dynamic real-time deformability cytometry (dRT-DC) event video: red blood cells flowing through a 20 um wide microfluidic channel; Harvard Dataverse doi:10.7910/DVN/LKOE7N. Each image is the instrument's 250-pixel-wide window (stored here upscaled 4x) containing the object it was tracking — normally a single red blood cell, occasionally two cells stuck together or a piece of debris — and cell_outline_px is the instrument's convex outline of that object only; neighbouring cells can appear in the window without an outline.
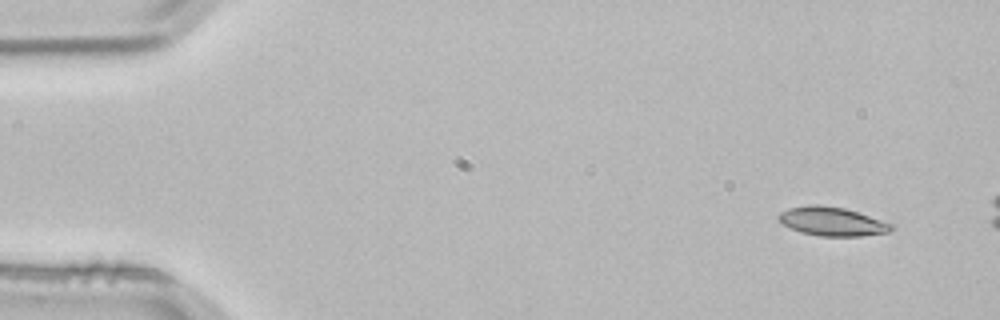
{"species": "common noctule bat (a hibernating species)", "species_latin": "Nyctalus noctula", "temperature_condition": "room temperature", "stored_images_in_passage": 4, "camera_frame_rate_fps": 3000, "um_per_image_px": 0.085, "animal": {"sex": "male", "body_mass_g": 21.5, "forearm_length_mm": 52.0}, "frame": {"image": 1, "passage_image": 1, "time_ms": 0.0, "image_size_px": [1000, 320], "cell_outline_px": [[896, 228], [888, 232], [860, 236], [820, 236], [800, 232], [780, 224], [776, 216], [780, 212], [788, 208], [808, 204], [816, 204], [844, 208], [892, 224]], "centroid_in_image_um": [70.65, 18.82], "position_along_channel_um": 14.3, "area_um2": 18.96}}